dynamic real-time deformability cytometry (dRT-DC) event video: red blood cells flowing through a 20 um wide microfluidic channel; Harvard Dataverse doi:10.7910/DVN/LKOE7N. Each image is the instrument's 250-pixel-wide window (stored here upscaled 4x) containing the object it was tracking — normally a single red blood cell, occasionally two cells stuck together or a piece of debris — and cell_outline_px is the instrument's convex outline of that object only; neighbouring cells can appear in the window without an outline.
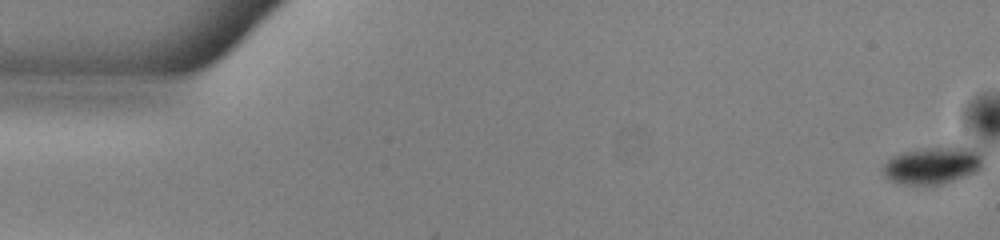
{"species": "common noctule bat (a hibernating species)", "species_latin": "Nyctalus noctula", "temperature_condition": "warm", "stored_images_in_passage": 53, "camera_frame_rate_fps": 3000, "um_per_image_px": 0.085, "animal": {"sex": "male", "body_mass_g": 13.0, "forearm_length_mm": 53.1}, "frame": {"image": 1, "passage_image": 1, "time_ms": 0.0, "image_size_px": [1000, 240], "cell_outline_px": [[984, 168], [976, 172], [940, 184], [896, 184], [888, 180], [884, 176], [884, 164], [892, 156], [916, 148], [952, 144], [972, 148], [984, 152]], "centroid_in_image_um": [79.34, 14.0], "position_along_channel_um": 5.7, "area_um2": 22.6}}
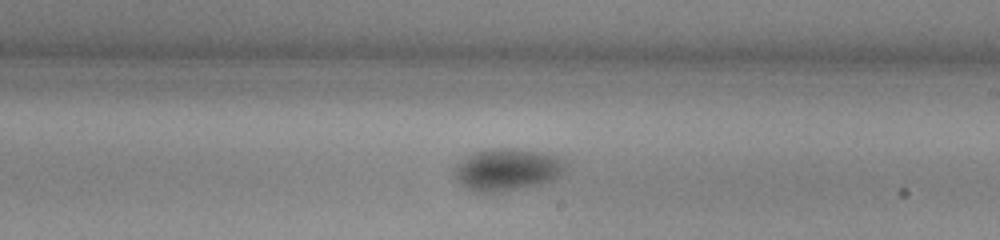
{"frame": {"image": 2, "passage_image": 31, "time_ms": 10.0, "image_size_px": [1000, 240], "cell_outline_px": [[568, 164], [552, 180], [508, 192], [480, 192], [468, 188], [460, 184], [456, 180], [456, 164], [468, 152], [492, 148], [516, 148], [544, 152], [564, 160]], "centroid_in_image_um": [43.06, 14.39], "position_along_channel_um": 245.9, "area_um2": 27.4}}
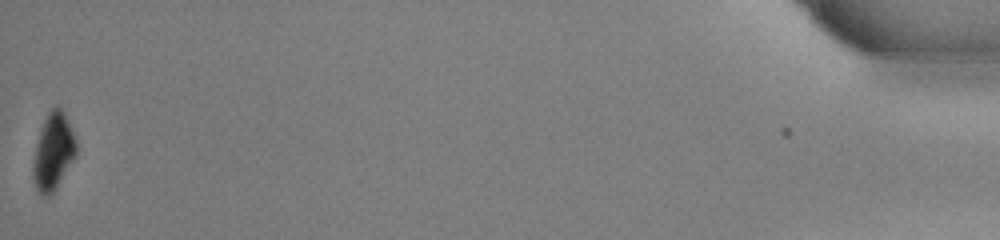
{"frame": {"image": 3, "passage_image": 53, "time_ms": 17.333, "image_size_px": [1000, 240], "cell_outline_px": [[76, 156], [56, 188], [48, 196], [40, 196], [32, 180], [32, 160], [36, 144], [44, 120], [48, 112], [56, 104], [64, 112], [76, 140]], "centroid_in_image_um": [4.5, 12.92], "position_along_channel_um": 430.7, "area_um2": 19.36}, "authors_computed_cell_mechanics": {"area_um2": 24.9118, "velocity_mm_per_s": 3.9322, "shape_relaxation_time_tau1_ms": 1.2881, "shape_relaxation_time_tau2_ms": null, "deformation_change_tau1": 0.0739, "deformation_change_tau2": null}}